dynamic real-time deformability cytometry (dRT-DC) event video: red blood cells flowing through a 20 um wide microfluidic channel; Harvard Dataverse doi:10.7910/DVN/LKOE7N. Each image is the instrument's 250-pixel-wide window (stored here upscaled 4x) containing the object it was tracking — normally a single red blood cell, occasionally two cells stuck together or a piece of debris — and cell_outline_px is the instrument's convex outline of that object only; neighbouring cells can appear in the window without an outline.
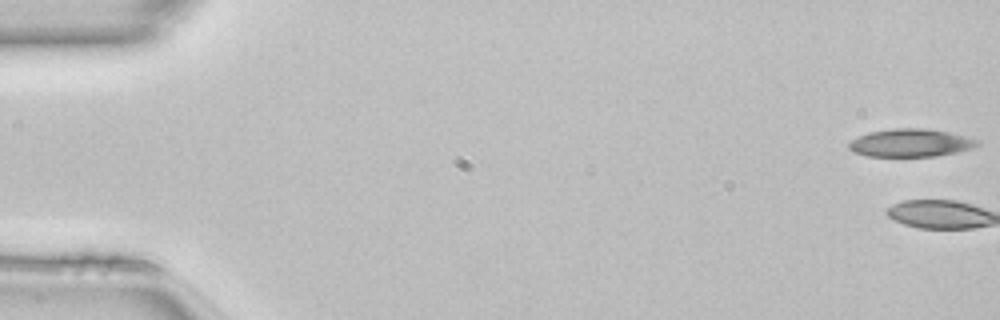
{"species": "common noctule bat (a hibernating species)", "species_latin": "Nyctalus noctula", "temperature_condition": "room temperature", "stored_images_in_passage": 2, "camera_frame_rate_fps": 3000, "um_per_image_px": 0.085, "animal": {"sex": "female", "body_mass_g": 22.7, "forearm_length_mm": 54.2}, "frame": {"image": 1, "passage_image": 1, "time_ms": 0.0, "image_size_px": [1000, 320], "cell_outline_px": [[980, 144], [972, 148], [956, 152], [936, 156], [868, 156], [852, 152], [848, 148], [848, 144], [852, 140], [868, 132], [896, 128], [928, 128], [948, 132], [980, 140]], "centroid_in_image_um": [77.4, 12.14], "position_along_channel_um": 7.6, "area_um2": 20.87}}